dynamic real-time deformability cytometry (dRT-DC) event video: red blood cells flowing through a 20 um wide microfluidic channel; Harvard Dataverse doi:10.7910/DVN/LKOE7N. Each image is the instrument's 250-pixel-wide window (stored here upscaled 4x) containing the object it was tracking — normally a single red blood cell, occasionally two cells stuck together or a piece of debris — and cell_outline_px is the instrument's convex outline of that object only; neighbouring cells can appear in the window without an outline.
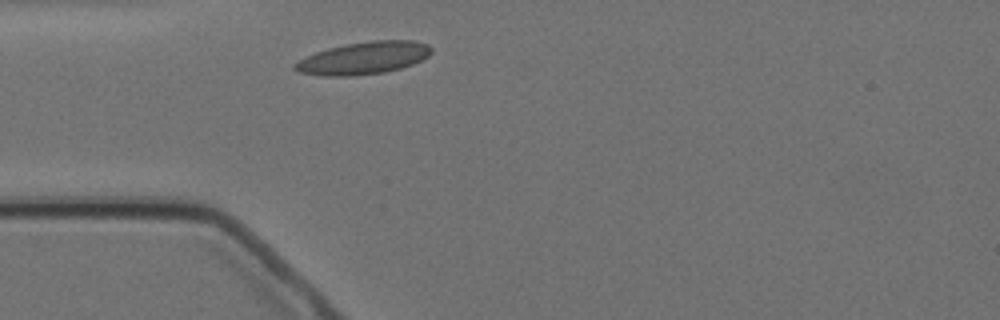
{"species": "Egyptian fruit bat (a non-hibernating species)", "species_latin": "Rousettus aegyptiacus", "temperature_condition": "cold", "stored_images_in_passage": 1, "camera_frame_rate_fps": 3000, "um_per_image_px": 0.085, "animal": {"sex": "female"}, "frame": {"image": 1, "passage_image": 1, "time_ms": 0.0, "image_size_px": [1000, 320], "cell_outline_px": [[432, 52], [428, 56], [412, 64], [400, 68], [384, 72], [352, 76], [324, 76], [300, 72], [292, 68], [292, 64], [316, 52], [328, 48], [344, 44], [372, 40], [412, 40], [428, 44], [432, 48]], "centroid_in_image_um": [30.91, 4.93], "position_along_channel_um": 54.1, "area_um2": 25.72}}